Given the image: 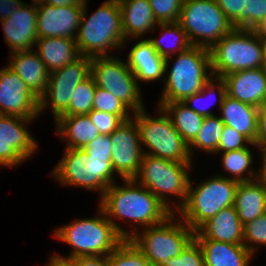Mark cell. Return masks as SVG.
Returning <instances> with one entry per match:
<instances>
[{
	"instance_id": "cell-1",
	"label": "cell",
	"mask_w": 266,
	"mask_h": 266,
	"mask_svg": "<svg viewBox=\"0 0 266 266\" xmlns=\"http://www.w3.org/2000/svg\"><path fill=\"white\" fill-rule=\"evenodd\" d=\"M122 181L125 182L123 186H115V183L109 186L99 205L124 239H130L131 232L121 228L112 217L119 220L129 219L130 222L134 221L147 228L164 222L173 214L145 186L138 184L134 179H123Z\"/></svg>"
},
{
	"instance_id": "cell-2",
	"label": "cell",
	"mask_w": 266,
	"mask_h": 266,
	"mask_svg": "<svg viewBox=\"0 0 266 266\" xmlns=\"http://www.w3.org/2000/svg\"><path fill=\"white\" fill-rule=\"evenodd\" d=\"M87 0L83 5V13L75 41L81 56H108L110 48H122L125 44L122 30L121 10L118 0H108L87 19Z\"/></svg>"
},
{
	"instance_id": "cell-3",
	"label": "cell",
	"mask_w": 266,
	"mask_h": 266,
	"mask_svg": "<svg viewBox=\"0 0 266 266\" xmlns=\"http://www.w3.org/2000/svg\"><path fill=\"white\" fill-rule=\"evenodd\" d=\"M99 217L82 218L57 228L54 237L73 247L68 258L110 254L124 238L99 206Z\"/></svg>"
},
{
	"instance_id": "cell-4",
	"label": "cell",
	"mask_w": 266,
	"mask_h": 266,
	"mask_svg": "<svg viewBox=\"0 0 266 266\" xmlns=\"http://www.w3.org/2000/svg\"><path fill=\"white\" fill-rule=\"evenodd\" d=\"M209 52L211 73L218 78L240 70L264 67L262 41L249 29L234 28Z\"/></svg>"
},
{
	"instance_id": "cell-5",
	"label": "cell",
	"mask_w": 266,
	"mask_h": 266,
	"mask_svg": "<svg viewBox=\"0 0 266 266\" xmlns=\"http://www.w3.org/2000/svg\"><path fill=\"white\" fill-rule=\"evenodd\" d=\"M209 49L190 46L187 50L177 53L169 74L165 77V87L158 103L183 102L187 97L202 90L203 86L213 77Z\"/></svg>"
},
{
	"instance_id": "cell-6",
	"label": "cell",
	"mask_w": 266,
	"mask_h": 266,
	"mask_svg": "<svg viewBox=\"0 0 266 266\" xmlns=\"http://www.w3.org/2000/svg\"><path fill=\"white\" fill-rule=\"evenodd\" d=\"M238 183L220 175L193 188L190 180L186 202L178 210L181 218L196 232L219 211L233 206Z\"/></svg>"
},
{
	"instance_id": "cell-7",
	"label": "cell",
	"mask_w": 266,
	"mask_h": 266,
	"mask_svg": "<svg viewBox=\"0 0 266 266\" xmlns=\"http://www.w3.org/2000/svg\"><path fill=\"white\" fill-rule=\"evenodd\" d=\"M173 219H179L176 213L160 224L145 228L142 233L136 230L131 232L130 239L143 252L151 266H163L170 258L182 253L195 239V231L184 221L176 223Z\"/></svg>"
},
{
	"instance_id": "cell-8",
	"label": "cell",
	"mask_w": 266,
	"mask_h": 266,
	"mask_svg": "<svg viewBox=\"0 0 266 266\" xmlns=\"http://www.w3.org/2000/svg\"><path fill=\"white\" fill-rule=\"evenodd\" d=\"M160 116L150 117L144 108L133 113L140 142L150 150L145 154L180 163H192L189 145L173 126L169 114L159 106Z\"/></svg>"
},
{
	"instance_id": "cell-9",
	"label": "cell",
	"mask_w": 266,
	"mask_h": 266,
	"mask_svg": "<svg viewBox=\"0 0 266 266\" xmlns=\"http://www.w3.org/2000/svg\"><path fill=\"white\" fill-rule=\"evenodd\" d=\"M192 163H180L157 158L148 154L143 155L138 174L133 178L142 186L149 189L173 213L168 196H179L178 210L185 204L188 195L190 177L188 170Z\"/></svg>"
},
{
	"instance_id": "cell-10",
	"label": "cell",
	"mask_w": 266,
	"mask_h": 266,
	"mask_svg": "<svg viewBox=\"0 0 266 266\" xmlns=\"http://www.w3.org/2000/svg\"><path fill=\"white\" fill-rule=\"evenodd\" d=\"M64 157L52 171L62 185L100 191L101 198L114 182L111 158L91 157L84 149L65 148Z\"/></svg>"
},
{
	"instance_id": "cell-11",
	"label": "cell",
	"mask_w": 266,
	"mask_h": 266,
	"mask_svg": "<svg viewBox=\"0 0 266 266\" xmlns=\"http://www.w3.org/2000/svg\"><path fill=\"white\" fill-rule=\"evenodd\" d=\"M178 23L191 45L207 49L234 29L216 0H184Z\"/></svg>"
},
{
	"instance_id": "cell-12",
	"label": "cell",
	"mask_w": 266,
	"mask_h": 266,
	"mask_svg": "<svg viewBox=\"0 0 266 266\" xmlns=\"http://www.w3.org/2000/svg\"><path fill=\"white\" fill-rule=\"evenodd\" d=\"M91 76L96 86L109 91L133 113L144 108L140 86L127 62L114 56L93 57Z\"/></svg>"
},
{
	"instance_id": "cell-13",
	"label": "cell",
	"mask_w": 266,
	"mask_h": 266,
	"mask_svg": "<svg viewBox=\"0 0 266 266\" xmlns=\"http://www.w3.org/2000/svg\"><path fill=\"white\" fill-rule=\"evenodd\" d=\"M91 59L80 56L49 74L46 91L39 99V114L51 104L52 115L56 121L68 109L74 88L91 75Z\"/></svg>"
},
{
	"instance_id": "cell-14",
	"label": "cell",
	"mask_w": 266,
	"mask_h": 266,
	"mask_svg": "<svg viewBox=\"0 0 266 266\" xmlns=\"http://www.w3.org/2000/svg\"><path fill=\"white\" fill-rule=\"evenodd\" d=\"M110 136L111 163L122 179H133L139 172L144 150L133 118L124 121Z\"/></svg>"
},
{
	"instance_id": "cell-15",
	"label": "cell",
	"mask_w": 266,
	"mask_h": 266,
	"mask_svg": "<svg viewBox=\"0 0 266 266\" xmlns=\"http://www.w3.org/2000/svg\"><path fill=\"white\" fill-rule=\"evenodd\" d=\"M31 120L0 115V166H16L29 159L37 150L38 142L25 127Z\"/></svg>"
},
{
	"instance_id": "cell-16",
	"label": "cell",
	"mask_w": 266,
	"mask_h": 266,
	"mask_svg": "<svg viewBox=\"0 0 266 266\" xmlns=\"http://www.w3.org/2000/svg\"><path fill=\"white\" fill-rule=\"evenodd\" d=\"M0 115L35 119L39 116V99L8 66L0 69Z\"/></svg>"
},
{
	"instance_id": "cell-17",
	"label": "cell",
	"mask_w": 266,
	"mask_h": 266,
	"mask_svg": "<svg viewBox=\"0 0 266 266\" xmlns=\"http://www.w3.org/2000/svg\"><path fill=\"white\" fill-rule=\"evenodd\" d=\"M83 5L37 7V35L40 37H67L75 39L78 33Z\"/></svg>"
},
{
	"instance_id": "cell-18",
	"label": "cell",
	"mask_w": 266,
	"mask_h": 266,
	"mask_svg": "<svg viewBox=\"0 0 266 266\" xmlns=\"http://www.w3.org/2000/svg\"><path fill=\"white\" fill-rule=\"evenodd\" d=\"M37 7L23 2L8 18L1 21L5 42L11 52L29 51L35 46L37 35Z\"/></svg>"
},
{
	"instance_id": "cell-19",
	"label": "cell",
	"mask_w": 266,
	"mask_h": 266,
	"mask_svg": "<svg viewBox=\"0 0 266 266\" xmlns=\"http://www.w3.org/2000/svg\"><path fill=\"white\" fill-rule=\"evenodd\" d=\"M227 95L262 108L266 104V68L240 70L225 75Z\"/></svg>"
},
{
	"instance_id": "cell-20",
	"label": "cell",
	"mask_w": 266,
	"mask_h": 266,
	"mask_svg": "<svg viewBox=\"0 0 266 266\" xmlns=\"http://www.w3.org/2000/svg\"><path fill=\"white\" fill-rule=\"evenodd\" d=\"M9 68L26 83L29 90L38 98L45 93L49 71L34 50L13 52Z\"/></svg>"
},
{
	"instance_id": "cell-21",
	"label": "cell",
	"mask_w": 266,
	"mask_h": 266,
	"mask_svg": "<svg viewBox=\"0 0 266 266\" xmlns=\"http://www.w3.org/2000/svg\"><path fill=\"white\" fill-rule=\"evenodd\" d=\"M195 239H210L231 244H243V224L234 206L219 211L196 232Z\"/></svg>"
},
{
	"instance_id": "cell-22",
	"label": "cell",
	"mask_w": 266,
	"mask_h": 266,
	"mask_svg": "<svg viewBox=\"0 0 266 266\" xmlns=\"http://www.w3.org/2000/svg\"><path fill=\"white\" fill-rule=\"evenodd\" d=\"M165 58L148 39L137 42L127 55V64L137 81L149 82L164 78Z\"/></svg>"
},
{
	"instance_id": "cell-23",
	"label": "cell",
	"mask_w": 266,
	"mask_h": 266,
	"mask_svg": "<svg viewBox=\"0 0 266 266\" xmlns=\"http://www.w3.org/2000/svg\"><path fill=\"white\" fill-rule=\"evenodd\" d=\"M244 225L266 213V182L255 179L239 182L233 204Z\"/></svg>"
},
{
	"instance_id": "cell-24",
	"label": "cell",
	"mask_w": 266,
	"mask_h": 266,
	"mask_svg": "<svg viewBox=\"0 0 266 266\" xmlns=\"http://www.w3.org/2000/svg\"><path fill=\"white\" fill-rule=\"evenodd\" d=\"M258 107L240 102L226 94L220 107L221 120L224 125L234 128L251 143L256 142Z\"/></svg>"
},
{
	"instance_id": "cell-25",
	"label": "cell",
	"mask_w": 266,
	"mask_h": 266,
	"mask_svg": "<svg viewBox=\"0 0 266 266\" xmlns=\"http://www.w3.org/2000/svg\"><path fill=\"white\" fill-rule=\"evenodd\" d=\"M118 4L125 42L129 37L141 38L158 24L149 0H118Z\"/></svg>"
},
{
	"instance_id": "cell-26",
	"label": "cell",
	"mask_w": 266,
	"mask_h": 266,
	"mask_svg": "<svg viewBox=\"0 0 266 266\" xmlns=\"http://www.w3.org/2000/svg\"><path fill=\"white\" fill-rule=\"evenodd\" d=\"M36 53L46 65L49 73L59 70L72 63L81 55L75 39L67 37H40L37 38Z\"/></svg>"
},
{
	"instance_id": "cell-27",
	"label": "cell",
	"mask_w": 266,
	"mask_h": 266,
	"mask_svg": "<svg viewBox=\"0 0 266 266\" xmlns=\"http://www.w3.org/2000/svg\"><path fill=\"white\" fill-rule=\"evenodd\" d=\"M204 255L205 266H249L253 254L244 244H231L210 239H195Z\"/></svg>"
},
{
	"instance_id": "cell-28",
	"label": "cell",
	"mask_w": 266,
	"mask_h": 266,
	"mask_svg": "<svg viewBox=\"0 0 266 266\" xmlns=\"http://www.w3.org/2000/svg\"><path fill=\"white\" fill-rule=\"evenodd\" d=\"M55 122L57 134L67 141L66 148L83 149L100 136L98 128L91 122L88 114L61 115Z\"/></svg>"
},
{
	"instance_id": "cell-29",
	"label": "cell",
	"mask_w": 266,
	"mask_h": 266,
	"mask_svg": "<svg viewBox=\"0 0 266 266\" xmlns=\"http://www.w3.org/2000/svg\"><path fill=\"white\" fill-rule=\"evenodd\" d=\"M173 123L175 129L189 145L197 136L204 116L196 113L183 102L159 103Z\"/></svg>"
},
{
	"instance_id": "cell-30",
	"label": "cell",
	"mask_w": 266,
	"mask_h": 266,
	"mask_svg": "<svg viewBox=\"0 0 266 266\" xmlns=\"http://www.w3.org/2000/svg\"><path fill=\"white\" fill-rule=\"evenodd\" d=\"M158 28L162 29L161 36L158 39H148L151 43L153 48L162 56V58H165V72H168L167 67L169 66V60L172 59V57H169L172 53L178 52L181 53L185 50H187L190 46H192L188 40V37L186 35V32L182 29L180 24L178 22H165V23H158ZM169 37L174 38L175 37V44L174 47L172 46L170 48H165L163 45V40ZM164 38V39H163ZM166 40V39H165ZM173 42V40H172Z\"/></svg>"
},
{
	"instance_id": "cell-31",
	"label": "cell",
	"mask_w": 266,
	"mask_h": 266,
	"mask_svg": "<svg viewBox=\"0 0 266 266\" xmlns=\"http://www.w3.org/2000/svg\"><path fill=\"white\" fill-rule=\"evenodd\" d=\"M252 154L248 146L234 151L223 152L221 163L225 171L235 176L231 177V179L237 182L257 179V173L250 169L253 163ZM245 172L249 175L245 176Z\"/></svg>"
},
{
	"instance_id": "cell-32",
	"label": "cell",
	"mask_w": 266,
	"mask_h": 266,
	"mask_svg": "<svg viewBox=\"0 0 266 266\" xmlns=\"http://www.w3.org/2000/svg\"><path fill=\"white\" fill-rule=\"evenodd\" d=\"M224 123L218 116L204 117L201 128L195 139L189 144V152L192 157V147L206 152L218 154L219 140L222 135Z\"/></svg>"
},
{
	"instance_id": "cell-33",
	"label": "cell",
	"mask_w": 266,
	"mask_h": 266,
	"mask_svg": "<svg viewBox=\"0 0 266 266\" xmlns=\"http://www.w3.org/2000/svg\"><path fill=\"white\" fill-rule=\"evenodd\" d=\"M95 89L94 78L90 75L74 88L68 109L62 115H82L91 112Z\"/></svg>"
},
{
	"instance_id": "cell-34",
	"label": "cell",
	"mask_w": 266,
	"mask_h": 266,
	"mask_svg": "<svg viewBox=\"0 0 266 266\" xmlns=\"http://www.w3.org/2000/svg\"><path fill=\"white\" fill-rule=\"evenodd\" d=\"M109 266H151L131 239H124L110 254Z\"/></svg>"
},
{
	"instance_id": "cell-35",
	"label": "cell",
	"mask_w": 266,
	"mask_h": 266,
	"mask_svg": "<svg viewBox=\"0 0 266 266\" xmlns=\"http://www.w3.org/2000/svg\"><path fill=\"white\" fill-rule=\"evenodd\" d=\"M214 78L215 80L218 82H216V85H214ZM212 77L202 88L201 91L191 95L190 97H187L183 103L186 104L189 108H191L193 111H195L196 113L207 117V116H214V114L208 110V106L207 105H203L202 98H206V90L209 92L210 95H212L214 92L217 93V98H218V102H219V107H221V104L223 103V100L227 94V90H226V83L222 78H218V77ZM217 87V88H215ZM209 95V96H210ZM214 95V94H213ZM205 96V97H204ZM207 99V98H206ZM212 99V98H211ZM193 104V105H192ZM192 105V106H191Z\"/></svg>"
},
{
	"instance_id": "cell-36",
	"label": "cell",
	"mask_w": 266,
	"mask_h": 266,
	"mask_svg": "<svg viewBox=\"0 0 266 266\" xmlns=\"http://www.w3.org/2000/svg\"><path fill=\"white\" fill-rule=\"evenodd\" d=\"M128 107L109 91L98 86L95 89L93 110L118 115L123 121L131 119Z\"/></svg>"
},
{
	"instance_id": "cell-37",
	"label": "cell",
	"mask_w": 266,
	"mask_h": 266,
	"mask_svg": "<svg viewBox=\"0 0 266 266\" xmlns=\"http://www.w3.org/2000/svg\"><path fill=\"white\" fill-rule=\"evenodd\" d=\"M243 244L253 255L254 245H266V213L243 225Z\"/></svg>"
},
{
	"instance_id": "cell-38",
	"label": "cell",
	"mask_w": 266,
	"mask_h": 266,
	"mask_svg": "<svg viewBox=\"0 0 266 266\" xmlns=\"http://www.w3.org/2000/svg\"><path fill=\"white\" fill-rule=\"evenodd\" d=\"M265 15L266 0H245V7L232 26L238 29H250Z\"/></svg>"
},
{
	"instance_id": "cell-39",
	"label": "cell",
	"mask_w": 266,
	"mask_h": 266,
	"mask_svg": "<svg viewBox=\"0 0 266 266\" xmlns=\"http://www.w3.org/2000/svg\"><path fill=\"white\" fill-rule=\"evenodd\" d=\"M184 0H149L158 23L178 22Z\"/></svg>"
},
{
	"instance_id": "cell-40",
	"label": "cell",
	"mask_w": 266,
	"mask_h": 266,
	"mask_svg": "<svg viewBox=\"0 0 266 266\" xmlns=\"http://www.w3.org/2000/svg\"><path fill=\"white\" fill-rule=\"evenodd\" d=\"M163 266H205L201 246L194 239L182 253L170 258Z\"/></svg>"
},
{
	"instance_id": "cell-41",
	"label": "cell",
	"mask_w": 266,
	"mask_h": 266,
	"mask_svg": "<svg viewBox=\"0 0 266 266\" xmlns=\"http://www.w3.org/2000/svg\"><path fill=\"white\" fill-rule=\"evenodd\" d=\"M245 143L247 145L250 144L257 147L255 143H251L245 136L237 132L234 128L224 125L223 132L219 140L218 153L221 151L228 152L247 147Z\"/></svg>"
},
{
	"instance_id": "cell-42",
	"label": "cell",
	"mask_w": 266,
	"mask_h": 266,
	"mask_svg": "<svg viewBox=\"0 0 266 266\" xmlns=\"http://www.w3.org/2000/svg\"><path fill=\"white\" fill-rule=\"evenodd\" d=\"M88 115L100 135L112 134L124 122L118 115L98 110H92Z\"/></svg>"
},
{
	"instance_id": "cell-43",
	"label": "cell",
	"mask_w": 266,
	"mask_h": 266,
	"mask_svg": "<svg viewBox=\"0 0 266 266\" xmlns=\"http://www.w3.org/2000/svg\"><path fill=\"white\" fill-rule=\"evenodd\" d=\"M110 136L109 135H100L92 140L88 145H86L83 149L89 154L91 157L98 158H111V145Z\"/></svg>"
},
{
	"instance_id": "cell-44",
	"label": "cell",
	"mask_w": 266,
	"mask_h": 266,
	"mask_svg": "<svg viewBox=\"0 0 266 266\" xmlns=\"http://www.w3.org/2000/svg\"><path fill=\"white\" fill-rule=\"evenodd\" d=\"M226 18L233 23L245 7V0H216Z\"/></svg>"
},
{
	"instance_id": "cell-45",
	"label": "cell",
	"mask_w": 266,
	"mask_h": 266,
	"mask_svg": "<svg viewBox=\"0 0 266 266\" xmlns=\"http://www.w3.org/2000/svg\"><path fill=\"white\" fill-rule=\"evenodd\" d=\"M75 266H109L108 255L104 256H82L72 258Z\"/></svg>"
},
{
	"instance_id": "cell-46",
	"label": "cell",
	"mask_w": 266,
	"mask_h": 266,
	"mask_svg": "<svg viewBox=\"0 0 266 266\" xmlns=\"http://www.w3.org/2000/svg\"><path fill=\"white\" fill-rule=\"evenodd\" d=\"M257 124V135L255 144L257 146H260L266 144V106L259 108Z\"/></svg>"
},
{
	"instance_id": "cell-47",
	"label": "cell",
	"mask_w": 266,
	"mask_h": 266,
	"mask_svg": "<svg viewBox=\"0 0 266 266\" xmlns=\"http://www.w3.org/2000/svg\"><path fill=\"white\" fill-rule=\"evenodd\" d=\"M23 1L19 0H0V21L8 18L13 12H15Z\"/></svg>"
},
{
	"instance_id": "cell-48",
	"label": "cell",
	"mask_w": 266,
	"mask_h": 266,
	"mask_svg": "<svg viewBox=\"0 0 266 266\" xmlns=\"http://www.w3.org/2000/svg\"><path fill=\"white\" fill-rule=\"evenodd\" d=\"M258 39H266V15L249 29Z\"/></svg>"
},
{
	"instance_id": "cell-49",
	"label": "cell",
	"mask_w": 266,
	"mask_h": 266,
	"mask_svg": "<svg viewBox=\"0 0 266 266\" xmlns=\"http://www.w3.org/2000/svg\"><path fill=\"white\" fill-rule=\"evenodd\" d=\"M47 266H75L74 260L68 257H61L59 255H53L50 258Z\"/></svg>"
},
{
	"instance_id": "cell-50",
	"label": "cell",
	"mask_w": 266,
	"mask_h": 266,
	"mask_svg": "<svg viewBox=\"0 0 266 266\" xmlns=\"http://www.w3.org/2000/svg\"><path fill=\"white\" fill-rule=\"evenodd\" d=\"M261 150V157H262V166L260 168V171L257 173V179L265 181L266 182V144L257 146Z\"/></svg>"
},
{
	"instance_id": "cell-51",
	"label": "cell",
	"mask_w": 266,
	"mask_h": 266,
	"mask_svg": "<svg viewBox=\"0 0 266 266\" xmlns=\"http://www.w3.org/2000/svg\"><path fill=\"white\" fill-rule=\"evenodd\" d=\"M85 0H47L48 5L52 6H69V5H84Z\"/></svg>"
},
{
	"instance_id": "cell-52",
	"label": "cell",
	"mask_w": 266,
	"mask_h": 266,
	"mask_svg": "<svg viewBox=\"0 0 266 266\" xmlns=\"http://www.w3.org/2000/svg\"><path fill=\"white\" fill-rule=\"evenodd\" d=\"M262 41V48H263V58H264V67L266 68V39Z\"/></svg>"
},
{
	"instance_id": "cell-53",
	"label": "cell",
	"mask_w": 266,
	"mask_h": 266,
	"mask_svg": "<svg viewBox=\"0 0 266 266\" xmlns=\"http://www.w3.org/2000/svg\"><path fill=\"white\" fill-rule=\"evenodd\" d=\"M32 2H33L32 5L36 7L47 4V0H33Z\"/></svg>"
}]
</instances>
